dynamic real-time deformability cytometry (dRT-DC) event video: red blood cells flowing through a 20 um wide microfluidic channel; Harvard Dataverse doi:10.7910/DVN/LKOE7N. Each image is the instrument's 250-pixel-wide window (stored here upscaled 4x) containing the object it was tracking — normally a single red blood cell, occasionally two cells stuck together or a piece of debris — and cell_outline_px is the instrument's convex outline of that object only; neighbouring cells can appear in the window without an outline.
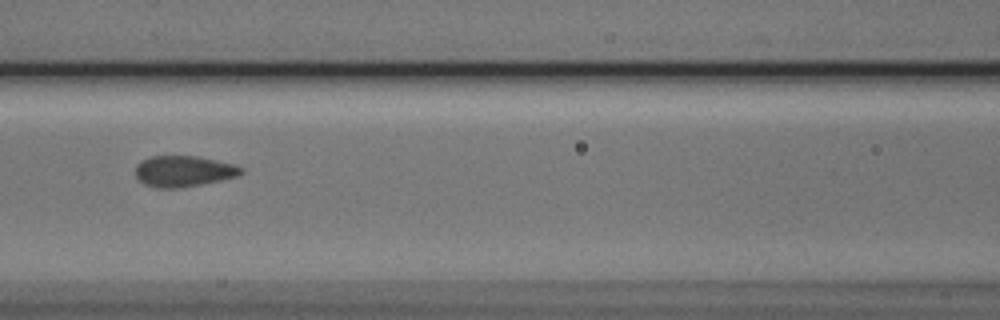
{"species": "Egyptian fruit bat (a non-hibernating species)", "species_latin": "Rousettus aegyptiacus", "temperature_condition": "cold", "stored_images_in_passage": 4, "camera_frame_rate_fps": 3000, "um_per_image_px": 0.085, "animal": {"sex": "male"}, "frame": {"image": 1, "passage_image": 3, "time_ms": 2.333, "image_size_px": [1000, 320], "cell_outline_px": [[244, 172], [236, 176], [220, 180], [180, 188], [156, 188], [144, 184], [136, 176], [136, 164], [140, 160], [152, 156], [200, 156], [236, 164], [244, 168]], "centroid_in_image_um": [15.62, 14.54], "position_along_channel_um": 151.0, "area_um2": 19.25}}